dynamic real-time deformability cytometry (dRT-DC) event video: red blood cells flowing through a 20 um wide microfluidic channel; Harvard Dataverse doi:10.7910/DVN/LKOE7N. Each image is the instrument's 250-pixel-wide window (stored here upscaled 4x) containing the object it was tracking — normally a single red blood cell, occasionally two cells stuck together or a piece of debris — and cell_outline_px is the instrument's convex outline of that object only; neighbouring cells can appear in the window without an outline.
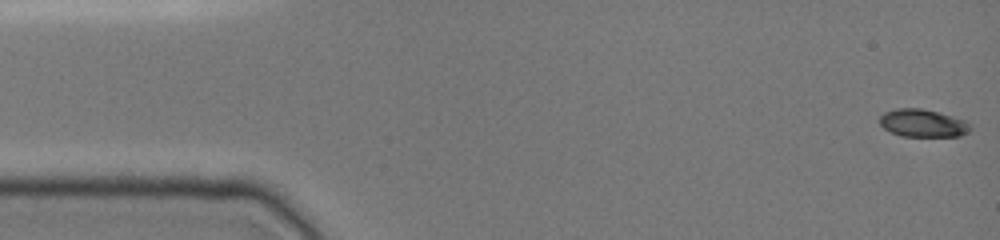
{"species": "common noctule bat (a hibernating species)", "species_latin": "Nyctalus noctula", "temperature_condition": "cold", "stored_images_in_passage": 48, "camera_frame_rate_fps": 3000, "um_per_image_px": 0.085, "animal": {"sex": "female", "body_mass_g": 19.0, "forearm_length_mm": 51.5}, "frame": {"image": 1, "passage_image": 1, "time_ms": 0.0, "image_size_px": [1000, 240], "cell_outline_px": [[972, 128], [968, 132], [960, 136], [900, 136], [884, 128], [880, 124], [880, 116], [884, 112], [896, 108], [920, 108], [968, 120]], "centroid_in_image_um": [78.46, 10.47], "position_along_channel_um": 6.5, "area_um2": 14.68}}
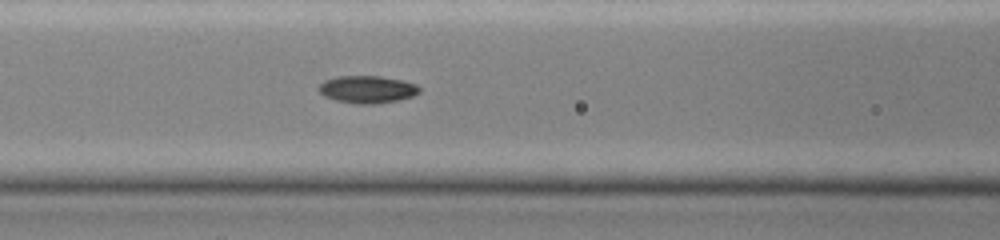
{"frame": {"image": 2, "passage_image": 20, "time_ms": 6.333, "image_size_px": [1000, 240], "cell_outline_px": [[420, 92], [412, 96], [400, 100], [376, 104], [356, 104], [336, 100], [324, 96], [316, 88], [324, 80], [336, 76], [380, 76], [400, 80], [416, 84], [420, 88]], "centroid_in_image_um": [31.2, 7.6], "position_along_channel_um": 135.4, "area_um2": 16.18}}
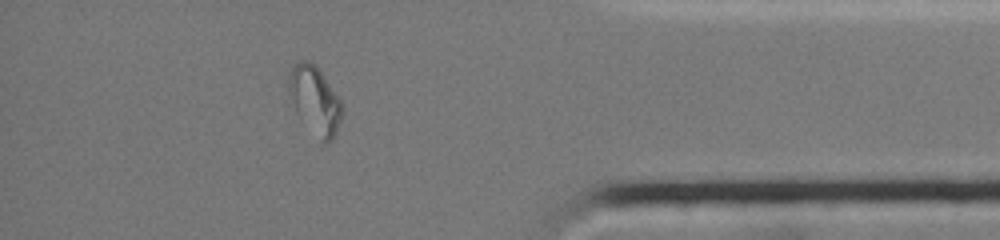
{"frame": {"image": 3, "passage_image": 42, "time_ms": 13.667, "image_size_px": [1000, 240], "cell_outline_px": [[344, 112], [336, 132], [332, 140], [324, 144], [320, 140], [296, 112], [288, 92], [288, 76], [292, 68], [300, 60], [308, 60], [316, 64], [340, 100], [344, 108]], "centroid_in_image_um": [26.78, 8.5], "position_along_channel_um": 408.4, "area_um2": 20.98}, "authors_computed_cell_mechanics": {"area_um2": 15.5771, "velocity_mm_per_s": 3.9649, "shape_relaxation_time_tau1_ms": null, "shape_relaxation_time_tau2_ms": 4.7945, "deformation_change_tau1": null, "deformation_change_tau2": 0.0585}}